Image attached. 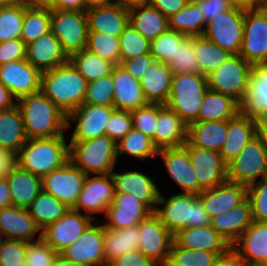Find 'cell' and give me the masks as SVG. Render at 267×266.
Listing matches in <instances>:
<instances>
[{
	"instance_id": "1",
	"label": "cell",
	"mask_w": 267,
	"mask_h": 266,
	"mask_svg": "<svg viewBox=\"0 0 267 266\" xmlns=\"http://www.w3.org/2000/svg\"><path fill=\"white\" fill-rule=\"evenodd\" d=\"M27 139L51 138L67 131V116L41 91L17 99Z\"/></svg>"
},
{
	"instance_id": "2",
	"label": "cell",
	"mask_w": 267,
	"mask_h": 266,
	"mask_svg": "<svg viewBox=\"0 0 267 266\" xmlns=\"http://www.w3.org/2000/svg\"><path fill=\"white\" fill-rule=\"evenodd\" d=\"M88 81L69 61L41 74V92L66 116L83 103Z\"/></svg>"
},
{
	"instance_id": "3",
	"label": "cell",
	"mask_w": 267,
	"mask_h": 266,
	"mask_svg": "<svg viewBox=\"0 0 267 266\" xmlns=\"http://www.w3.org/2000/svg\"><path fill=\"white\" fill-rule=\"evenodd\" d=\"M69 161V142L66 135L51 138H31L14 156L15 164L43 178Z\"/></svg>"
},
{
	"instance_id": "4",
	"label": "cell",
	"mask_w": 267,
	"mask_h": 266,
	"mask_svg": "<svg viewBox=\"0 0 267 266\" xmlns=\"http://www.w3.org/2000/svg\"><path fill=\"white\" fill-rule=\"evenodd\" d=\"M162 205V208L158 207ZM154 213L173 236L185 228L209 226L211 220L201 199L194 193L181 192L166 199L160 191Z\"/></svg>"
},
{
	"instance_id": "5",
	"label": "cell",
	"mask_w": 267,
	"mask_h": 266,
	"mask_svg": "<svg viewBox=\"0 0 267 266\" xmlns=\"http://www.w3.org/2000/svg\"><path fill=\"white\" fill-rule=\"evenodd\" d=\"M209 89L207 76L200 73L174 74L170 96L165 104L187 125L198 121L204 95Z\"/></svg>"
},
{
	"instance_id": "6",
	"label": "cell",
	"mask_w": 267,
	"mask_h": 266,
	"mask_svg": "<svg viewBox=\"0 0 267 266\" xmlns=\"http://www.w3.org/2000/svg\"><path fill=\"white\" fill-rule=\"evenodd\" d=\"M116 144L107 135L69 141V160L87 175L111 174L118 160Z\"/></svg>"
},
{
	"instance_id": "7",
	"label": "cell",
	"mask_w": 267,
	"mask_h": 266,
	"mask_svg": "<svg viewBox=\"0 0 267 266\" xmlns=\"http://www.w3.org/2000/svg\"><path fill=\"white\" fill-rule=\"evenodd\" d=\"M251 67L239 54L231 55L207 76L209 89L228 95L240 104L247 92Z\"/></svg>"
},
{
	"instance_id": "8",
	"label": "cell",
	"mask_w": 267,
	"mask_h": 266,
	"mask_svg": "<svg viewBox=\"0 0 267 266\" xmlns=\"http://www.w3.org/2000/svg\"><path fill=\"white\" fill-rule=\"evenodd\" d=\"M50 29L61 42L68 57L86 48L88 38L86 11L51 9Z\"/></svg>"
},
{
	"instance_id": "9",
	"label": "cell",
	"mask_w": 267,
	"mask_h": 266,
	"mask_svg": "<svg viewBox=\"0 0 267 266\" xmlns=\"http://www.w3.org/2000/svg\"><path fill=\"white\" fill-rule=\"evenodd\" d=\"M246 8L233 6L206 24L204 36L232 55L241 51Z\"/></svg>"
},
{
	"instance_id": "10",
	"label": "cell",
	"mask_w": 267,
	"mask_h": 266,
	"mask_svg": "<svg viewBox=\"0 0 267 266\" xmlns=\"http://www.w3.org/2000/svg\"><path fill=\"white\" fill-rule=\"evenodd\" d=\"M227 178L230 182L246 186L257 182L259 178H267V153L257 135L227 164Z\"/></svg>"
},
{
	"instance_id": "11",
	"label": "cell",
	"mask_w": 267,
	"mask_h": 266,
	"mask_svg": "<svg viewBox=\"0 0 267 266\" xmlns=\"http://www.w3.org/2000/svg\"><path fill=\"white\" fill-rule=\"evenodd\" d=\"M239 55L251 65L267 63V5L246 9Z\"/></svg>"
},
{
	"instance_id": "12",
	"label": "cell",
	"mask_w": 267,
	"mask_h": 266,
	"mask_svg": "<svg viewBox=\"0 0 267 266\" xmlns=\"http://www.w3.org/2000/svg\"><path fill=\"white\" fill-rule=\"evenodd\" d=\"M114 110V106L83 103L67 116V130L75 122L72 133L68 135L69 141H85L105 135L106 124Z\"/></svg>"
},
{
	"instance_id": "13",
	"label": "cell",
	"mask_w": 267,
	"mask_h": 266,
	"mask_svg": "<svg viewBox=\"0 0 267 266\" xmlns=\"http://www.w3.org/2000/svg\"><path fill=\"white\" fill-rule=\"evenodd\" d=\"M137 226L140 242L138 249L158 266H166L174 236L154 212Z\"/></svg>"
},
{
	"instance_id": "14",
	"label": "cell",
	"mask_w": 267,
	"mask_h": 266,
	"mask_svg": "<svg viewBox=\"0 0 267 266\" xmlns=\"http://www.w3.org/2000/svg\"><path fill=\"white\" fill-rule=\"evenodd\" d=\"M95 219L69 208L57 221L41 231V239L51 246L59 255L75 242Z\"/></svg>"
},
{
	"instance_id": "15",
	"label": "cell",
	"mask_w": 267,
	"mask_h": 266,
	"mask_svg": "<svg viewBox=\"0 0 267 266\" xmlns=\"http://www.w3.org/2000/svg\"><path fill=\"white\" fill-rule=\"evenodd\" d=\"M87 174L70 160L42 178L43 191L73 208L83 189Z\"/></svg>"
},
{
	"instance_id": "16",
	"label": "cell",
	"mask_w": 267,
	"mask_h": 266,
	"mask_svg": "<svg viewBox=\"0 0 267 266\" xmlns=\"http://www.w3.org/2000/svg\"><path fill=\"white\" fill-rule=\"evenodd\" d=\"M114 194V183L110 174L87 175L73 209L85 212L96 220L93 214L105 215L107 208L113 203Z\"/></svg>"
},
{
	"instance_id": "17",
	"label": "cell",
	"mask_w": 267,
	"mask_h": 266,
	"mask_svg": "<svg viewBox=\"0 0 267 266\" xmlns=\"http://www.w3.org/2000/svg\"><path fill=\"white\" fill-rule=\"evenodd\" d=\"M194 169L198 186L203 190L212 189L228 180L227 164L220 152L199 148L193 145H183Z\"/></svg>"
},
{
	"instance_id": "18",
	"label": "cell",
	"mask_w": 267,
	"mask_h": 266,
	"mask_svg": "<svg viewBox=\"0 0 267 266\" xmlns=\"http://www.w3.org/2000/svg\"><path fill=\"white\" fill-rule=\"evenodd\" d=\"M94 223L75 242L70 244L60 256L69 262L83 266H106L103 224Z\"/></svg>"
},
{
	"instance_id": "19",
	"label": "cell",
	"mask_w": 267,
	"mask_h": 266,
	"mask_svg": "<svg viewBox=\"0 0 267 266\" xmlns=\"http://www.w3.org/2000/svg\"><path fill=\"white\" fill-rule=\"evenodd\" d=\"M41 74L26 59L0 65V82L16 99L41 91Z\"/></svg>"
},
{
	"instance_id": "20",
	"label": "cell",
	"mask_w": 267,
	"mask_h": 266,
	"mask_svg": "<svg viewBox=\"0 0 267 266\" xmlns=\"http://www.w3.org/2000/svg\"><path fill=\"white\" fill-rule=\"evenodd\" d=\"M152 211L134 195L115 192L113 203L106 210L105 228L122 229L137 226Z\"/></svg>"
},
{
	"instance_id": "21",
	"label": "cell",
	"mask_w": 267,
	"mask_h": 266,
	"mask_svg": "<svg viewBox=\"0 0 267 266\" xmlns=\"http://www.w3.org/2000/svg\"><path fill=\"white\" fill-rule=\"evenodd\" d=\"M114 183V192L130 193L143 202L152 212L155 211L160 190L157 183L147 173L136 170L114 172L110 174Z\"/></svg>"
},
{
	"instance_id": "22",
	"label": "cell",
	"mask_w": 267,
	"mask_h": 266,
	"mask_svg": "<svg viewBox=\"0 0 267 266\" xmlns=\"http://www.w3.org/2000/svg\"><path fill=\"white\" fill-rule=\"evenodd\" d=\"M157 156H161L169 176L180 186L183 193L197 195L201 193L189 154L184 146L159 149Z\"/></svg>"
},
{
	"instance_id": "23",
	"label": "cell",
	"mask_w": 267,
	"mask_h": 266,
	"mask_svg": "<svg viewBox=\"0 0 267 266\" xmlns=\"http://www.w3.org/2000/svg\"><path fill=\"white\" fill-rule=\"evenodd\" d=\"M240 112L256 120H267V63L254 64Z\"/></svg>"
},
{
	"instance_id": "24",
	"label": "cell",
	"mask_w": 267,
	"mask_h": 266,
	"mask_svg": "<svg viewBox=\"0 0 267 266\" xmlns=\"http://www.w3.org/2000/svg\"><path fill=\"white\" fill-rule=\"evenodd\" d=\"M0 235L5 239L33 242L41 239V230L27 208L9 206L0 209Z\"/></svg>"
},
{
	"instance_id": "25",
	"label": "cell",
	"mask_w": 267,
	"mask_h": 266,
	"mask_svg": "<svg viewBox=\"0 0 267 266\" xmlns=\"http://www.w3.org/2000/svg\"><path fill=\"white\" fill-rule=\"evenodd\" d=\"M26 61L44 72L67 63L69 57L58 38L49 31L26 46Z\"/></svg>"
},
{
	"instance_id": "26",
	"label": "cell",
	"mask_w": 267,
	"mask_h": 266,
	"mask_svg": "<svg viewBox=\"0 0 267 266\" xmlns=\"http://www.w3.org/2000/svg\"><path fill=\"white\" fill-rule=\"evenodd\" d=\"M232 250L242 262L267 265V222L253 221Z\"/></svg>"
},
{
	"instance_id": "27",
	"label": "cell",
	"mask_w": 267,
	"mask_h": 266,
	"mask_svg": "<svg viewBox=\"0 0 267 266\" xmlns=\"http://www.w3.org/2000/svg\"><path fill=\"white\" fill-rule=\"evenodd\" d=\"M210 219L230 211L247 197L245 184L226 181L198 195Z\"/></svg>"
},
{
	"instance_id": "28",
	"label": "cell",
	"mask_w": 267,
	"mask_h": 266,
	"mask_svg": "<svg viewBox=\"0 0 267 266\" xmlns=\"http://www.w3.org/2000/svg\"><path fill=\"white\" fill-rule=\"evenodd\" d=\"M188 125L166 105L157 104L154 145L157 149L180 147L187 142Z\"/></svg>"
},
{
	"instance_id": "29",
	"label": "cell",
	"mask_w": 267,
	"mask_h": 266,
	"mask_svg": "<svg viewBox=\"0 0 267 266\" xmlns=\"http://www.w3.org/2000/svg\"><path fill=\"white\" fill-rule=\"evenodd\" d=\"M111 73L114 83L113 106L115 109L132 111L148 104L140 80L129 74L121 64L114 65Z\"/></svg>"
},
{
	"instance_id": "30",
	"label": "cell",
	"mask_w": 267,
	"mask_h": 266,
	"mask_svg": "<svg viewBox=\"0 0 267 266\" xmlns=\"http://www.w3.org/2000/svg\"><path fill=\"white\" fill-rule=\"evenodd\" d=\"M251 202L246 197L230 211L210 220V226L232 246L252 224Z\"/></svg>"
},
{
	"instance_id": "31",
	"label": "cell",
	"mask_w": 267,
	"mask_h": 266,
	"mask_svg": "<svg viewBox=\"0 0 267 266\" xmlns=\"http://www.w3.org/2000/svg\"><path fill=\"white\" fill-rule=\"evenodd\" d=\"M174 241L183 248L207 250L218 256L227 254L232 249L229 242L210 225L182 229L174 235Z\"/></svg>"
},
{
	"instance_id": "32",
	"label": "cell",
	"mask_w": 267,
	"mask_h": 266,
	"mask_svg": "<svg viewBox=\"0 0 267 266\" xmlns=\"http://www.w3.org/2000/svg\"><path fill=\"white\" fill-rule=\"evenodd\" d=\"M88 32H102L120 37L129 23V9L113 3L108 6L86 10Z\"/></svg>"
},
{
	"instance_id": "33",
	"label": "cell",
	"mask_w": 267,
	"mask_h": 266,
	"mask_svg": "<svg viewBox=\"0 0 267 266\" xmlns=\"http://www.w3.org/2000/svg\"><path fill=\"white\" fill-rule=\"evenodd\" d=\"M258 121L238 112L228 119L227 138L220 151L223 161L228 164L235 159L243 147L256 136Z\"/></svg>"
},
{
	"instance_id": "34",
	"label": "cell",
	"mask_w": 267,
	"mask_h": 266,
	"mask_svg": "<svg viewBox=\"0 0 267 266\" xmlns=\"http://www.w3.org/2000/svg\"><path fill=\"white\" fill-rule=\"evenodd\" d=\"M10 188L12 206L28 208L43 190L42 178L14 164L4 176Z\"/></svg>"
},
{
	"instance_id": "35",
	"label": "cell",
	"mask_w": 267,
	"mask_h": 266,
	"mask_svg": "<svg viewBox=\"0 0 267 266\" xmlns=\"http://www.w3.org/2000/svg\"><path fill=\"white\" fill-rule=\"evenodd\" d=\"M173 75L167 63L157 61L143 74L140 85L148 103H167Z\"/></svg>"
},
{
	"instance_id": "36",
	"label": "cell",
	"mask_w": 267,
	"mask_h": 266,
	"mask_svg": "<svg viewBox=\"0 0 267 266\" xmlns=\"http://www.w3.org/2000/svg\"><path fill=\"white\" fill-rule=\"evenodd\" d=\"M227 121H196L188 125L187 142L199 148L220 152L227 138Z\"/></svg>"
},
{
	"instance_id": "37",
	"label": "cell",
	"mask_w": 267,
	"mask_h": 266,
	"mask_svg": "<svg viewBox=\"0 0 267 266\" xmlns=\"http://www.w3.org/2000/svg\"><path fill=\"white\" fill-rule=\"evenodd\" d=\"M27 137L20 109L17 105L0 111V149L15 156Z\"/></svg>"
},
{
	"instance_id": "38",
	"label": "cell",
	"mask_w": 267,
	"mask_h": 266,
	"mask_svg": "<svg viewBox=\"0 0 267 266\" xmlns=\"http://www.w3.org/2000/svg\"><path fill=\"white\" fill-rule=\"evenodd\" d=\"M103 243L106 266H109L120 256L138 249L140 245L138 226L112 229L103 225Z\"/></svg>"
},
{
	"instance_id": "39",
	"label": "cell",
	"mask_w": 267,
	"mask_h": 266,
	"mask_svg": "<svg viewBox=\"0 0 267 266\" xmlns=\"http://www.w3.org/2000/svg\"><path fill=\"white\" fill-rule=\"evenodd\" d=\"M129 22L150 42L169 29L168 18L149 3L129 9Z\"/></svg>"
},
{
	"instance_id": "40",
	"label": "cell",
	"mask_w": 267,
	"mask_h": 266,
	"mask_svg": "<svg viewBox=\"0 0 267 266\" xmlns=\"http://www.w3.org/2000/svg\"><path fill=\"white\" fill-rule=\"evenodd\" d=\"M240 112V104L228 95L208 89L199 109L198 121H227Z\"/></svg>"
},
{
	"instance_id": "41",
	"label": "cell",
	"mask_w": 267,
	"mask_h": 266,
	"mask_svg": "<svg viewBox=\"0 0 267 266\" xmlns=\"http://www.w3.org/2000/svg\"><path fill=\"white\" fill-rule=\"evenodd\" d=\"M37 227L42 231L51 223L59 220L69 207L43 190L27 208Z\"/></svg>"
},
{
	"instance_id": "42",
	"label": "cell",
	"mask_w": 267,
	"mask_h": 266,
	"mask_svg": "<svg viewBox=\"0 0 267 266\" xmlns=\"http://www.w3.org/2000/svg\"><path fill=\"white\" fill-rule=\"evenodd\" d=\"M51 8L25 5L20 39L29 45L51 31Z\"/></svg>"
},
{
	"instance_id": "43",
	"label": "cell",
	"mask_w": 267,
	"mask_h": 266,
	"mask_svg": "<svg viewBox=\"0 0 267 266\" xmlns=\"http://www.w3.org/2000/svg\"><path fill=\"white\" fill-rule=\"evenodd\" d=\"M69 62L89 82L111 74L114 64L88 49H83L69 57Z\"/></svg>"
},
{
	"instance_id": "44",
	"label": "cell",
	"mask_w": 267,
	"mask_h": 266,
	"mask_svg": "<svg viewBox=\"0 0 267 266\" xmlns=\"http://www.w3.org/2000/svg\"><path fill=\"white\" fill-rule=\"evenodd\" d=\"M169 29L185 36H200L204 34L206 23L198 5L189 1L186 6L168 18Z\"/></svg>"
},
{
	"instance_id": "45",
	"label": "cell",
	"mask_w": 267,
	"mask_h": 266,
	"mask_svg": "<svg viewBox=\"0 0 267 266\" xmlns=\"http://www.w3.org/2000/svg\"><path fill=\"white\" fill-rule=\"evenodd\" d=\"M195 55L200 74L208 76L225 62L232 54L223 50L204 35L195 36Z\"/></svg>"
},
{
	"instance_id": "46",
	"label": "cell",
	"mask_w": 267,
	"mask_h": 266,
	"mask_svg": "<svg viewBox=\"0 0 267 266\" xmlns=\"http://www.w3.org/2000/svg\"><path fill=\"white\" fill-rule=\"evenodd\" d=\"M117 158L128 155L133 159L145 160L157 156L158 149L153 140L134 128L117 144Z\"/></svg>"
},
{
	"instance_id": "47",
	"label": "cell",
	"mask_w": 267,
	"mask_h": 266,
	"mask_svg": "<svg viewBox=\"0 0 267 266\" xmlns=\"http://www.w3.org/2000/svg\"><path fill=\"white\" fill-rule=\"evenodd\" d=\"M218 257L215 252L183 248L173 241L166 266H213Z\"/></svg>"
},
{
	"instance_id": "48",
	"label": "cell",
	"mask_w": 267,
	"mask_h": 266,
	"mask_svg": "<svg viewBox=\"0 0 267 266\" xmlns=\"http://www.w3.org/2000/svg\"><path fill=\"white\" fill-rule=\"evenodd\" d=\"M173 74L200 73L195 55V37L186 36L177 49L174 57L167 62Z\"/></svg>"
},
{
	"instance_id": "49",
	"label": "cell",
	"mask_w": 267,
	"mask_h": 266,
	"mask_svg": "<svg viewBox=\"0 0 267 266\" xmlns=\"http://www.w3.org/2000/svg\"><path fill=\"white\" fill-rule=\"evenodd\" d=\"M86 49L114 65L120 64L119 37L102 32H88Z\"/></svg>"
},
{
	"instance_id": "50",
	"label": "cell",
	"mask_w": 267,
	"mask_h": 266,
	"mask_svg": "<svg viewBox=\"0 0 267 266\" xmlns=\"http://www.w3.org/2000/svg\"><path fill=\"white\" fill-rule=\"evenodd\" d=\"M150 43L129 22L119 37L120 64L125 60L150 53Z\"/></svg>"
},
{
	"instance_id": "51",
	"label": "cell",
	"mask_w": 267,
	"mask_h": 266,
	"mask_svg": "<svg viewBox=\"0 0 267 266\" xmlns=\"http://www.w3.org/2000/svg\"><path fill=\"white\" fill-rule=\"evenodd\" d=\"M24 16L25 5L0 7V42L20 38Z\"/></svg>"
},
{
	"instance_id": "52",
	"label": "cell",
	"mask_w": 267,
	"mask_h": 266,
	"mask_svg": "<svg viewBox=\"0 0 267 266\" xmlns=\"http://www.w3.org/2000/svg\"><path fill=\"white\" fill-rule=\"evenodd\" d=\"M186 36L182 33L168 29L150 43V53L157 62L167 63L174 57L177 45Z\"/></svg>"
},
{
	"instance_id": "53",
	"label": "cell",
	"mask_w": 267,
	"mask_h": 266,
	"mask_svg": "<svg viewBox=\"0 0 267 266\" xmlns=\"http://www.w3.org/2000/svg\"><path fill=\"white\" fill-rule=\"evenodd\" d=\"M114 83L112 73L88 83L84 103L113 106Z\"/></svg>"
},
{
	"instance_id": "54",
	"label": "cell",
	"mask_w": 267,
	"mask_h": 266,
	"mask_svg": "<svg viewBox=\"0 0 267 266\" xmlns=\"http://www.w3.org/2000/svg\"><path fill=\"white\" fill-rule=\"evenodd\" d=\"M247 197L251 202L252 220L267 222V178L247 186Z\"/></svg>"
},
{
	"instance_id": "55",
	"label": "cell",
	"mask_w": 267,
	"mask_h": 266,
	"mask_svg": "<svg viewBox=\"0 0 267 266\" xmlns=\"http://www.w3.org/2000/svg\"><path fill=\"white\" fill-rule=\"evenodd\" d=\"M60 255L42 239L26 241L25 266H54Z\"/></svg>"
},
{
	"instance_id": "56",
	"label": "cell",
	"mask_w": 267,
	"mask_h": 266,
	"mask_svg": "<svg viewBox=\"0 0 267 266\" xmlns=\"http://www.w3.org/2000/svg\"><path fill=\"white\" fill-rule=\"evenodd\" d=\"M26 241L3 238L0 243V266H25Z\"/></svg>"
},
{
	"instance_id": "57",
	"label": "cell",
	"mask_w": 267,
	"mask_h": 266,
	"mask_svg": "<svg viewBox=\"0 0 267 266\" xmlns=\"http://www.w3.org/2000/svg\"><path fill=\"white\" fill-rule=\"evenodd\" d=\"M133 128L150 137L154 143V132L157 122V104L148 103L131 111Z\"/></svg>"
},
{
	"instance_id": "58",
	"label": "cell",
	"mask_w": 267,
	"mask_h": 266,
	"mask_svg": "<svg viewBox=\"0 0 267 266\" xmlns=\"http://www.w3.org/2000/svg\"><path fill=\"white\" fill-rule=\"evenodd\" d=\"M133 128L131 111L115 109L105 127V135L118 143Z\"/></svg>"
},
{
	"instance_id": "59",
	"label": "cell",
	"mask_w": 267,
	"mask_h": 266,
	"mask_svg": "<svg viewBox=\"0 0 267 266\" xmlns=\"http://www.w3.org/2000/svg\"><path fill=\"white\" fill-rule=\"evenodd\" d=\"M26 59V45L19 39L0 42V65Z\"/></svg>"
},
{
	"instance_id": "60",
	"label": "cell",
	"mask_w": 267,
	"mask_h": 266,
	"mask_svg": "<svg viewBox=\"0 0 267 266\" xmlns=\"http://www.w3.org/2000/svg\"><path fill=\"white\" fill-rule=\"evenodd\" d=\"M200 9L205 23L210 22L214 17L221 12L231 9L234 5L230 0H193Z\"/></svg>"
},
{
	"instance_id": "61",
	"label": "cell",
	"mask_w": 267,
	"mask_h": 266,
	"mask_svg": "<svg viewBox=\"0 0 267 266\" xmlns=\"http://www.w3.org/2000/svg\"><path fill=\"white\" fill-rule=\"evenodd\" d=\"M156 62L154 56L151 53L137 56L133 59L125 60L121 65L126 71L131 74L134 78L140 80L143 74L152 67Z\"/></svg>"
},
{
	"instance_id": "62",
	"label": "cell",
	"mask_w": 267,
	"mask_h": 266,
	"mask_svg": "<svg viewBox=\"0 0 267 266\" xmlns=\"http://www.w3.org/2000/svg\"><path fill=\"white\" fill-rule=\"evenodd\" d=\"M109 266H158L139 249L132 250L114 260Z\"/></svg>"
},
{
	"instance_id": "63",
	"label": "cell",
	"mask_w": 267,
	"mask_h": 266,
	"mask_svg": "<svg viewBox=\"0 0 267 266\" xmlns=\"http://www.w3.org/2000/svg\"><path fill=\"white\" fill-rule=\"evenodd\" d=\"M189 1L190 0H148V3L169 18L182 10Z\"/></svg>"
},
{
	"instance_id": "64",
	"label": "cell",
	"mask_w": 267,
	"mask_h": 266,
	"mask_svg": "<svg viewBox=\"0 0 267 266\" xmlns=\"http://www.w3.org/2000/svg\"><path fill=\"white\" fill-rule=\"evenodd\" d=\"M51 9L86 11L84 0H53Z\"/></svg>"
},
{
	"instance_id": "65",
	"label": "cell",
	"mask_w": 267,
	"mask_h": 266,
	"mask_svg": "<svg viewBox=\"0 0 267 266\" xmlns=\"http://www.w3.org/2000/svg\"><path fill=\"white\" fill-rule=\"evenodd\" d=\"M17 104V99L12 93L0 82V111L7 110Z\"/></svg>"
},
{
	"instance_id": "66",
	"label": "cell",
	"mask_w": 267,
	"mask_h": 266,
	"mask_svg": "<svg viewBox=\"0 0 267 266\" xmlns=\"http://www.w3.org/2000/svg\"><path fill=\"white\" fill-rule=\"evenodd\" d=\"M213 266H242V261L237 254L231 249L227 254L219 256Z\"/></svg>"
},
{
	"instance_id": "67",
	"label": "cell",
	"mask_w": 267,
	"mask_h": 266,
	"mask_svg": "<svg viewBox=\"0 0 267 266\" xmlns=\"http://www.w3.org/2000/svg\"><path fill=\"white\" fill-rule=\"evenodd\" d=\"M14 164V156L0 149V177H4Z\"/></svg>"
},
{
	"instance_id": "68",
	"label": "cell",
	"mask_w": 267,
	"mask_h": 266,
	"mask_svg": "<svg viewBox=\"0 0 267 266\" xmlns=\"http://www.w3.org/2000/svg\"><path fill=\"white\" fill-rule=\"evenodd\" d=\"M12 206L10 188L5 177H0V209Z\"/></svg>"
},
{
	"instance_id": "69",
	"label": "cell",
	"mask_w": 267,
	"mask_h": 266,
	"mask_svg": "<svg viewBox=\"0 0 267 266\" xmlns=\"http://www.w3.org/2000/svg\"><path fill=\"white\" fill-rule=\"evenodd\" d=\"M256 135L261 140L262 146L267 153V120L258 121Z\"/></svg>"
},
{
	"instance_id": "70",
	"label": "cell",
	"mask_w": 267,
	"mask_h": 266,
	"mask_svg": "<svg viewBox=\"0 0 267 266\" xmlns=\"http://www.w3.org/2000/svg\"><path fill=\"white\" fill-rule=\"evenodd\" d=\"M234 6L243 7L246 9L259 8L265 6L260 0H230Z\"/></svg>"
},
{
	"instance_id": "71",
	"label": "cell",
	"mask_w": 267,
	"mask_h": 266,
	"mask_svg": "<svg viewBox=\"0 0 267 266\" xmlns=\"http://www.w3.org/2000/svg\"><path fill=\"white\" fill-rule=\"evenodd\" d=\"M115 3L123 8L131 9L148 4V0H115Z\"/></svg>"
},
{
	"instance_id": "72",
	"label": "cell",
	"mask_w": 267,
	"mask_h": 266,
	"mask_svg": "<svg viewBox=\"0 0 267 266\" xmlns=\"http://www.w3.org/2000/svg\"><path fill=\"white\" fill-rule=\"evenodd\" d=\"M86 10L96 8V7H103L108 6L115 3V0H84Z\"/></svg>"
},
{
	"instance_id": "73",
	"label": "cell",
	"mask_w": 267,
	"mask_h": 266,
	"mask_svg": "<svg viewBox=\"0 0 267 266\" xmlns=\"http://www.w3.org/2000/svg\"><path fill=\"white\" fill-rule=\"evenodd\" d=\"M27 6L50 7L53 0H24Z\"/></svg>"
},
{
	"instance_id": "74",
	"label": "cell",
	"mask_w": 267,
	"mask_h": 266,
	"mask_svg": "<svg viewBox=\"0 0 267 266\" xmlns=\"http://www.w3.org/2000/svg\"><path fill=\"white\" fill-rule=\"evenodd\" d=\"M26 5L24 0H0V7Z\"/></svg>"
},
{
	"instance_id": "75",
	"label": "cell",
	"mask_w": 267,
	"mask_h": 266,
	"mask_svg": "<svg viewBox=\"0 0 267 266\" xmlns=\"http://www.w3.org/2000/svg\"><path fill=\"white\" fill-rule=\"evenodd\" d=\"M54 266H83L73 262L65 260L63 257L59 256L54 264Z\"/></svg>"
},
{
	"instance_id": "76",
	"label": "cell",
	"mask_w": 267,
	"mask_h": 266,
	"mask_svg": "<svg viewBox=\"0 0 267 266\" xmlns=\"http://www.w3.org/2000/svg\"><path fill=\"white\" fill-rule=\"evenodd\" d=\"M242 266H267V265L250 264V263L242 262Z\"/></svg>"
},
{
	"instance_id": "77",
	"label": "cell",
	"mask_w": 267,
	"mask_h": 266,
	"mask_svg": "<svg viewBox=\"0 0 267 266\" xmlns=\"http://www.w3.org/2000/svg\"><path fill=\"white\" fill-rule=\"evenodd\" d=\"M264 5H267V0H260Z\"/></svg>"
}]
</instances>
